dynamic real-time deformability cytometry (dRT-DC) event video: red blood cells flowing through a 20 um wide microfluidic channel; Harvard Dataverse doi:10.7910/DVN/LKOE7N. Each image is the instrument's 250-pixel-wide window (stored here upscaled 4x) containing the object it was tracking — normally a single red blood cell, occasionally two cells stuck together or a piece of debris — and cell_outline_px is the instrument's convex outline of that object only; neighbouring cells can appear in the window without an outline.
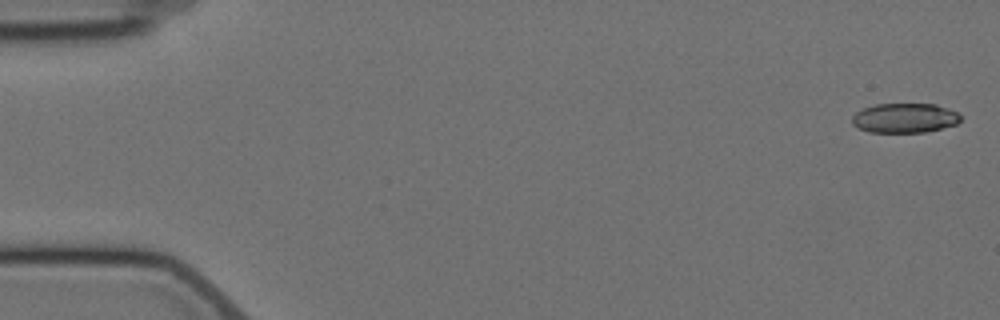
{"species": "Egyptian fruit bat (a non-hibernating species)", "species_latin": "Rousettus aegyptiacus", "temperature_condition": "cold", "stored_images_in_passage": 11, "camera_frame_rate_fps": 3000, "um_per_image_px": 0.085, "animal": {"sex": "female"}, "frame": {"image": 1, "passage_image": 1, "time_ms": 0.0, "image_size_px": [1000, 320], "cell_outline_px": [[960, 120], [956, 124], [924, 132], [868, 132], [856, 128], [852, 124], [852, 116], [856, 112], [864, 108], [876, 104], [936, 104], [960, 112]], "centroid_in_image_um": [76.88, 10.03], "position_along_channel_um": 8.1, "area_um2": 18.79}}
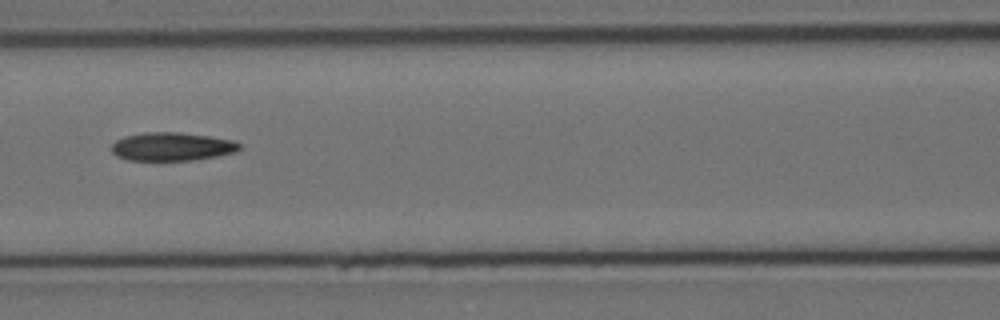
{"frame": {"image": 2, "passage_image": 7, "time_ms": 8.0, "image_size_px": [1000, 320], "cell_outline_px": [[240, 148], [236, 152], [216, 156], [192, 160], [128, 160], [116, 156], [112, 152], [112, 144], [116, 140], [124, 136], [144, 132], [180, 132], [236, 140], [240, 144]], "centroid_in_image_um": [14.61, 12.45], "position_along_channel_um": 152.0, "area_um2": 21.21}}
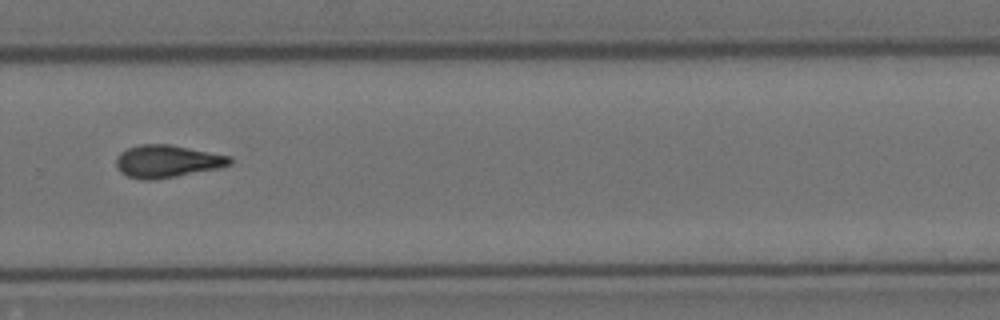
{"frame": {"image": 3, "passage_image": 11, "time_ms": 12.667, "image_size_px": [1000, 320], "cell_outline_px": [[232, 164], [220, 168], [156, 180], [140, 180], [128, 176], [120, 172], [116, 168], [116, 160], [120, 152], [128, 148], [140, 144], [168, 144], [232, 156]], "centroid_in_image_um": [14.21, 13.72], "position_along_channel_um": 315.6, "area_um2": 21.73}}